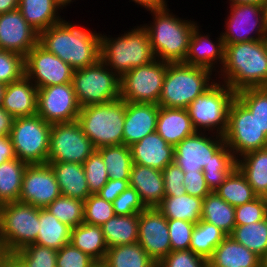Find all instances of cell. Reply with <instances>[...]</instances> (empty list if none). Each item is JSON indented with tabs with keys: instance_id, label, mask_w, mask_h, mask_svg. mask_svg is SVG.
<instances>
[{
	"instance_id": "cell-1",
	"label": "cell",
	"mask_w": 267,
	"mask_h": 267,
	"mask_svg": "<svg viewBox=\"0 0 267 267\" xmlns=\"http://www.w3.org/2000/svg\"><path fill=\"white\" fill-rule=\"evenodd\" d=\"M101 32L66 21L65 18L39 34V44L74 70L100 60Z\"/></svg>"
},
{
	"instance_id": "cell-2",
	"label": "cell",
	"mask_w": 267,
	"mask_h": 267,
	"mask_svg": "<svg viewBox=\"0 0 267 267\" xmlns=\"http://www.w3.org/2000/svg\"><path fill=\"white\" fill-rule=\"evenodd\" d=\"M224 45V64L216 75L218 81L235 93L245 88L267 87V39Z\"/></svg>"
},
{
	"instance_id": "cell-3",
	"label": "cell",
	"mask_w": 267,
	"mask_h": 267,
	"mask_svg": "<svg viewBox=\"0 0 267 267\" xmlns=\"http://www.w3.org/2000/svg\"><path fill=\"white\" fill-rule=\"evenodd\" d=\"M171 11L169 7L149 10L152 21L142 26L147 30L156 59L169 63L184 62L192 32L200 23L179 17Z\"/></svg>"
},
{
	"instance_id": "cell-4",
	"label": "cell",
	"mask_w": 267,
	"mask_h": 267,
	"mask_svg": "<svg viewBox=\"0 0 267 267\" xmlns=\"http://www.w3.org/2000/svg\"><path fill=\"white\" fill-rule=\"evenodd\" d=\"M103 34V35H102ZM100 60L120 78L133 68L155 60L147 30L140 24L118 37L102 33Z\"/></svg>"
},
{
	"instance_id": "cell-5",
	"label": "cell",
	"mask_w": 267,
	"mask_h": 267,
	"mask_svg": "<svg viewBox=\"0 0 267 267\" xmlns=\"http://www.w3.org/2000/svg\"><path fill=\"white\" fill-rule=\"evenodd\" d=\"M216 81V74L207 68L183 62L168 63L158 105L186 109Z\"/></svg>"
},
{
	"instance_id": "cell-6",
	"label": "cell",
	"mask_w": 267,
	"mask_h": 267,
	"mask_svg": "<svg viewBox=\"0 0 267 267\" xmlns=\"http://www.w3.org/2000/svg\"><path fill=\"white\" fill-rule=\"evenodd\" d=\"M126 102L119 98L105 103L82 107L78 122L94 147L123 144Z\"/></svg>"
},
{
	"instance_id": "cell-7",
	"label": "cell",
	"mask_w": 267,
	"mask_h": 267,
	"mask_svg": "<svg viewBox=\"0 0 267 267\" xmlns=\"http://www.w3.org/2000/svg\"><path fill=\"white\" fill-rule=\"evenodd\" d=\"M236 93L225 83L216 81L186 108L196 132L223 136L227 129L229 108Z\"/></svg>"
},
{
	"instance_id": "cell-8",
	"label": "cell",
	"mask_w": 267,
	"mask_h": 267,
	"mask_svg": "<svg viewBox=\"0 0 267 267\" xmlns=\"http://www.w3.org/2000/svg\"><path fill=\"white\" fill-rule=\"evenodd\" d=\"M39 210L20 201L0 206V242L8 254L35 243L40 226Z\"/></svg>"
},
{
	"instance_id": "cell-9",
	"label": "cell",
	"mask_w": 267,
	"mask_h": 267,
	"mask_svg": "<svg viewBox=\"0 0 267 267\" xmlns=\"http://www.w3.org/2000/svg\"><path fill=\"white\" fill-rule=\"evenodd\" d=\"M51 126L38 114L16 117L9 135L16 157L28 165L47 163Z\"/></svg>"
},
{
	"instance_id": "cell-10",
	"label": "cell",
	"mask_w": 267,
	"mask_h": 267,
	"mask_svg": "<svg viewBox=\"0 0 267 267\" xmlns=\"http://www.w3.org/2000/svg\"><path fill=\"white\" fill-rule=\"evenodd\" d=\"M72 85L81 108L105 104L120 98V77L101 60L75 70Z\"/></svg>"
},
{
	"instance_id": "cell-11",
	"label": "cell",
	"mask_w": 267,
	"mask_h": 267,
	"mask_svg": "<svg viewBox=\"0 0 267 267\" xmlns=\"http://www.w3.org/2000/svg\"><path fill=\"white\" fill-rule=\"evenodd\" d=\"M223 138L236 159L267 147V135L260 129L257 118L236 97L229 108Z\"/></svg>"
},
{
	"instance_id": "cell-12",
	"label": "cell",
	"mask_w": 267,
	"mask_h": 267,
	"mask_svg": "<svg viewBox=\"0 0 267 267\" xmlns=\"http://www.w3.org/2000/svg\"><path fill=\"white\" fill-rule=\"evenodd\" d=\"M168 63L155 59L125 73L120 78V98L125 102L158 104Z\"/></svg>"
},
{
	"instance_id": "cell-13",
	"label": "cell",
	"mask_w": 267,
	"mask_h": 267,
	"mask_svg": "<svg viewBox=\"0 0 267 267\" xmlns=\"http://www.w3.org/2000/svg\"><path fill=\"white\" fill-rule=\"evenodd\" d=\"M95 150L78 121L52 124L47 162L83 164Z\"/></svg>"
},
{
	"instance_id": "cell-14",
	"label": "cell",
	"mask_w": 267,
	"mask_h": 267,
	"mask_svg": "<svg viewBox=\"0 0 267 267\" xmlns=\"http://www.w3.org/2000/svg\"><path fill=\"white\" fill-rule=\"evenodd\" d=\"M229 9L221 32L224 44L267 39L262 5L233 4Z\"/></svg>"
},
{
	"instance_id": "cell-15",
	"label": "cell",
	"mask_w": 267,
	"mask_h": 267,
	"mask_svg": "<svg viewBox=\"0 0 267 267\" xmlns=\"http://www.w3.org/2000/svg\"><path fill=\"white\" fill-rule=\"evenodd\" d=\"M25 76L37 88L72 82L74 69L39 43L24 57Z\"/></svg>"
},
{
	"instance_id": "cell-16",
	"label": "cell",
	"mask_w": 267,
	"mask_h": 267,
	"mask_svg": "<svg viewBox=\"0 0 267 267\" xmlns=\"http://www.w3.org/2000/svg\"><path fill=\"white\" fill-rule=\"evenodd\" d=\"M80 110L72 82L38 88L37 114L47 123L77 121Z\"/></svg>"
},
{
	"instance_id": "cell-17",
	"label": "cell",
	"mask_w": 267,
	"mask_h": 267,
	"mask_svg": "<svg viewBox=\"0 0 267 267\" xmlns=\"http://www.w3.org/2000/svg\"><path fill=\"white\" fill-rule=\"evenodd\" d=\"M224 138L208 132H195L174 147V162L184 172H202L213 160V154L224 144Z\"/></svg>"
},
{
	"instance_id": "cell-18",
	"label": "cell",
	"mask_w": 267,
	"mask_h": 267,
	"mask_svg": "<svg viewBox=\"0 0 267 267\" xmlns=\"http://www.w3.org/2000/svg\"><path fill=\"white\" fill-rule=\"evenodd\" d=\"M61 191L48 163L27 165L22 180L19 201L37 208H46Z\"/></svg>"
},
{
	"instance_id": "cell-19",
	"label": "cell",
	"mask_w": 267,
	"mask_h": 267,
	"mask_svg": "<svg viewBox=\"0 0 267 267\" xmlns=\"http://www.w3.org/2000/svg\"><path fill=\"white\" fill-rule=\"evenodd\" d=\"M138 243L157 264L172 251L167 218L157 207L139 213Z\"/></svg>"
},
{
	"instance_id": "cell-20",
	"label": "cell",
	"mask_w": 267,
	"mask_h": 267,
	"mask_svg": "<svg viewBox=\"0 0 267 267\" xmlns=\"http://www.w3.org/2000/svg\"><path fill=\"white\" fill-rule=\"evenodd\" d=\"M39 43V33L24 19L19 9L0 14V50L26 56Z\"/></svg>"
},
{
	"instance_id": "cell-21",
	"label": "cell",
	"mask_w": 267,
	"mask_h": 267,
	"mask_svg": "<svg viewBox=\"0 0 267 267\" xmlns=\"http://www.w3.org/2000/svg\"><path fill=\"white\" fill-rule=\"evenodd\" d=\"M201 27L198 24L194 28L188 53L183 63L207 68L217 75L224 64L225 45L221 33L216 40H211L212 33L205 32L204 34Z\"/></svg>"
},
{
	"instance_id": "cell-22",
	"label": "cell",
	"mask_w": 267,
	"mask_h": 267,
	"mask_svg": "<svg viewBox=\"0 0 267 267\" xmlns=\"http://www.w3.org/2000/svg\"><path fill=\"white\" fill-rule=\"evenodd\" d=\"M158 114V104L126 102L123 144L129 147L156 132Z\"/></svg>"
},
{
	"instance_id": "cell-23",
	"label": "cell",
	"mask_w": 267,
	"mask_h": 267,
	"mask_svg": "<svg viewBox=\"0 0 267 267\" xmlns=\"http://www.w3.org/2000/svg\"><path fill=\"white\" fill-rule=\"evenodd\" d=\"M129 148L135 164L162 171L174 162V146L169 145L157 132L148 134Z\"/></svg>"
},
{
	"instance_id": "cell-24",
	"label": "cell",
	"mask_w": 267,
	"mask_h": 267,
	"mask_svg": "<svg viewBox=\"0 0 267 267\" xmlns=\"http://www.w3.org/2000/svg\"><path fill=\"white\" fill-rule=\"evenodd\" d=\"M129 186L138 192L146 208L158 207L165 197L162 171L155 168L133 163Z\"/></svg>"
},
{
	"instance_id": "cell-25",
	"label": "cell",
	"mask_w": 267,
	"mask_h": 267,
	"mask_svg": "<svg viewBox=\"0 0 267 267\" xmlns=\"http://www.w3.org/2000/svg\"><path fill=\"white\" fill-rule=\"evenodd\" d=\"M37 93L36 85L24 75L6 85L1 107L14 118L36 115Z\"/></svg>"
},
{
	"instance_id": "cell-26",
	"label": "cell",
	"mask_w": 267,
	"mask_h": 267,
	"mask_svg": "<svg viewBox=\"0 0 267 267\" xmlns=\"http://www.w3.org/2000/svg\"><path fill=\"white\" fill-rule=\"evenodd\" d=\"M156 132L169 144L176 146L196 131L187 109L159 106Z\"/></svg>"
},
{
	"instance_id": "cell-27",
	"label": "cell",
	"mask_w": 267,
	"mask_h": 267,
	"mask_svg": "<svg viewBox=\"0 0 267 267\" xmlns=\"http://www.w3.org/2000/svg\"><path fill=\"white\" fill-rule=\"evenodd\" d=\"M208 267H261V258L227 235L207 260Z\"/></svg>"
},
{
	"instance_id": "cell-28",
	"label": "cell",
	"mask_w": 267,
	"mask_h": 267,
	"mask_svg": "<svg viewBox=\"0 0 267 267\" xmlns=\"http://www.w3.org/2000/svg\"><path fill=\"white\" fill-rule=\"evenodd\" d=\"M52 168L61 195L85 201L91 194L83 164L73 162H47Z\"/></svg>"
},
{
	"instance_id": "cell-29",
	"label": "cell",
	"mask_w": 267,
	"mask_h": 267,
	"mask_svg": "<svg viewBox=\"0 0 267 267\" xmlns=\"http://www.w3.org/2000/svg\"><path fill=\"white\" fill-rule=\"evenodd\" d=\"M18 9L27 23L39 34L64 19L60 15L62 8L55 0H19Z\"/></svg>"
},
{
	"instance_id": "cell-30",
	"label": "cell",
	"mask_w": 267,
	"mask_h": 267,
	"mask_svg": "<svg viewBox=\"0 0 267 267\" xmlns=\"http://www.w3.org/2000/svg\"><path fill=\"white\" fill-rule=\"evenodd\" d=\"M236 167L245 176L258 197H267V147L250 151L236 160Z\"/></svg>"
},
{
	"instance_id": "cell-31",
	"label": "cell",
	"mask_w": 267,
	"mask_h": 267,
	"mask_svg": "<svg viewBox=\"0 0 267 267\" xmlns=\"http://www.w3.org/2000/svg\"><path fill=\"white\" fill-rule=\"evenodd\" d=\"M70 243L97 263L103 262L108 250L101 226L88 223L71 228Z\"/></svg>"
},
{
	"instance_id": "cell-32",
	"label": "cell",
	"mask_w": 267,
	"mask_h": 267,
	"mask_svg": "<svg viewBox=\"0 0 267 267\" xmlns=\"http://www.w3.org/2000/svg\"><path fill=\"white\" fill-rule=\"evenodd\" d=\"M139 214L115 215L101 226L107 247L138 242Z\"/></svg>"
},
{
	"instance_id": "cell-33",
	"label": "cell",
	"mask_w": 267,
	"mask_h": 267,
	"mask_svg": "<svg viewBox=\"0 0 267 267\" xmlns=\"http://www.w3.org/2000/svg\"><path fill=\"white\" fill-rule=\"evenodd\" d=\"M203 199L183 194L165 196L157 207L167 219H180L197 224L201 220Z\"/></svg>"
},
{
	"instance_id": "cell-34",
	"label": "cell",
	"mask_w": 267,
	"mask_h": 267,
	"mask_svg": "<svg viewBox=\"0 0 267 267\" xmlns=\"http://www.w3.org/2000/svg\"><path fill=\"white\" fill-rule=\"evenodd\" d=\"M105 267H157V263L136 242L109 247L102 262Z\"/></svg>"
},
{
	"instance_id": "cell-35",
	"label": "cell",
	"mask_w": 267,
	"mask_h": 267,
	"mask_svg": "<svg viewBox=\"0 0 267 267\" xmlns=\"http://www.w3.org/2000/svg\"><path fill=\"white\" fill-rule=\"evenodd\" d=\"M39 231L35 244L60 250L70 243L71 228L60 222L45 208L39 210Z\"/></svg>"
},
{
	"instance_id": "cell-36",
	"label": "cell",
	"mask_w": 267,
	"mask_h": 267,
	"mask_svg": "<svg viewBox=\"0 0 267 267\" xmlns=\"http://www.w3.org/2000/svg\"><path fill=\"white\" fill-rule=\"evenodd\" d=\"M201 220L214 224L230 235L236 225L235 207L223 200L216 192H211L203 199Z\"/></svg>"
},
{
	"instance_id": "cell-37",
	"label": "cell",
	"mask_w": 267,
	"mask_h": 267,
	"mask_svg": "<svg viewBox=\"0 0 267 267\" xmlns=\"http://www.w3.org/2000/svg\"><path fill=\"white\" fill-rule=\"evenodd\" d=\"M27 165L17 157L0 164V206L19 201Z\"/></svg>"
},
{
	"instance_id": "cell-38",
	"label": "cell",
	"mask_w": 267,
	"mask_h": 267,
	"mask_svg": "<svg viewBox=\"0 0 267 267\" xmlns=\"http://www.w3.org/2000/svg\"><path fill=\"white\" fill-rule=\"evenodd\" d=\"M236 160L225 143L213 154V160L202 169L211 192H215L236 168Z\"/></svg>"
},
{
	"instance_id": "cell-39",
	"label": "cell",
	"mask_w": 267,
	"mask_h": 267,
	"mask_svg": "<svg viewBox=\"0 0 267 267\" xmlns=\"http://www.w3.org/2000/svg\"><path fill=\"white\" fill-rule=\"evenodd\" d=\"M102 156L109 179L129 180L132 167L130 148L124 144L96 149Z\"/></svg>"
},
{
	"instance_id": "cell-40",
	"label": "cell",
	"mask_w": 267,
	"mask_h": 267,
	"mask_svg": "<svg viewBox=\"0 0 267 267\" xmlns=\"http://www.w3.org/2000/svg\"><path fill=\"white\" fill-rule=\"evenodd\" d=\"M215 192L234 207L249 203L258 197L237 167Z\"/></svg>"
},
{
	"instance_id": "cell-41",
	"label": "cell",
	"mask_w": 267,
	"mask_h": 267,
	"mask_svg": "<svg viewBox=\"0 0 267 267\" xmlns=\"http://www.w3.org/2000/svg\"><path fill=\"white\" fill-rule=\"evenodd\" d=\"M226 236L227 234L214 224L200 220L194 226L189 249L208 260Z\"/></svg>"
},
{
	"instance_id": "cell-42",
	"label": "cell",
	"mask_w": 267,
	"mask_h": 267,
	"mask_svg": "<svg viewBox=\"0 0 267 267\" xmlns=\"http://www.w3.org/2000/svg\"><path fill=\"white\" fill-rule=\"evenodd\" d=\"M230 236L262 258L267 252V218L248 225H235Z\"/></svg>"
},
{
	"instance_id": "cell-43",
	"label": "cell",
	"mask_w": 267,
	"mask_h": 267,
	"mask_svg": "<svg viewBox=\"0 0 267 267\" xmlns=\"http://www.w3.org/2000/svg\"><path fill=\"white\" fill-rule=\"evenodd\" d=\"M45 209L70 228L84 223V201L79 199L61 195Z\"/></svg>"
},
{
	"instance_id": "cell-44",
	"label": "cell",
	"mask_w": 267,
	"mask_h": 267,
	"mask_svg": "<svg viewBox=\"0 0 267 267\" xmlns=\"http://www.w3.org/2000/svg\"><path fill=\"white\" fill-rule=\"evenodd\" d=\"M236 98L257 118L260 129L267 135V87L245 88Z\"/></svg>"
},
{
	"instance_id": "cell-45",
	"label": "cell",
	"mask_w": 267,
	"mask_h": 267,
	"mask_svg": "<svg viewBox=\"0 0 267 267\" xmlns=\"http://www.w3.org/2000/svg\"><path fill=\"white\" fill-rule=\"evenodd\" d=\"M26 267H57V250L30 244L13 254Z\"/></svg>"
},
{
	"instance_id": "cell-46",
	"label": "cell",
	"mask_w": 267,
	"mask_h": 267,
	"mask_svg": "<svg viewBox=\"0 0 267 267\" xmlns=\"http://www.w3.org/2000/svg\"><path fill=\"white\" fill-rule=\"evenodd\" d=\"M115 215L112 203L97 194H91L84 201V223L102 226Z\"/></svg>"
},
{
	"instance_id": "cell-47",
	"label": "cell",
	"mask_w": 267,
	"mask_h": 267,
	"mask_svg": "<svg viewBox=\"0 0 267 267\" xmlns=\"http://www.w3.org/2000/svg\"><path fill=\"white\" fill-rule=\"evenodd\" d=\"M90 194H97L109 180L101 154L95 150L83 163Z\"/></svg>"
},
{
	"instance_id": "cell-48",
	"label": "cell",
	"mask_w": 267,
	"mask_h": 267,
	"mask_svg": "<svg viewBox=\"0 0 267 267\" xmlns=\"http://www.w3.org/2000/svg\"><path fill=\"white\" fill-rule=\"evenodd\" d=\"M25 75L24 56L0 50V83L7 85Z\"/></svg>"
},
{
	"instance_id": "cell-49",
	"label": "cell",
	"mask_w": 267,
	"mask_h": 267,
	"mask_svg": "<svg viewBox=\"0 0 267 267\" xmlns=\"http://www.w3.org/2000/svg\"><path fill=\"white\" fill-rule=\"evenodd\" d=\"M267 218V199L257 197L249 203L235 207L236 225H248Z\"/></svg>"
},
{
	"instance_id": "cell-50",
	"label": "cell",
	"mask_w": 267,
	"mask_h": 267,
	"mask_svg": "<svg viewBox=\"0 0 267 267\" xmlns=\"http://www.w3.org/2000/svg\"><path fill=\"white\" fill-rule=\"evenodd\" d=\"M172 251L188 250L195 224L180 219H167Z\"/></svg>"
},
{
	"instance_id": "cell-51",
	"label": "cell",
	"mask_w": 267,
	"mask_h": 267,
	"mask_svg": "<svg viewBox=\"0 0 267 267\" xmlns=\"http://www.w3.org/2000/svg\"><path fill=\"white\" fill-rule=\"evenodd\" d=\"M96 263L93 258L71 243L65 244L60 250H57V267H93Z\"/></svg>"
},
{
	"instance_id": "cell-52",
	"label": "cell",
	"mask_w": 267,
	"mask_h": 267,
	"mask_svg": "<svg viewBox=\"0 0 267 267\" xmlns=\"http://www.w3.org/2000/svg\"><path fill=\"white\" fill-rule=\"evenodd\" d=\"M157 267H208V261L190 249L171 251Z\"/></svg>"
},
{
	"instance_id": "cell-53",
	"label": "cell",
	"mask_w": 267,
	"mask_h": 267,
	"mask_svg": "<svg viewBox=\"0 0 267 267\" xmlns=\"http://www.w3.org/2000/svg\"><path fill=\"white\" fill-rule=\"evenodd\" d=\"M116 215L139 214L146 207L140 200L138 192L131 186L124 190L113 202Z\"/></svg>"
},
{
	"instance_id": "cell-54",
	"label": "cell",
	"mask_w": 267,
	"mask_h": 267,
	"mask_svg": "<svg viewBox=\"0 0 267 267\" xmlns=\"http://www.w3.org/2000/svg\"><path fill=\"white\" fill-rule=\"evenodd\" d=\"M165 196H180L186 194L183 185L184 171L175 163L168 164L163 170Z\"/></svg>"
},
{
	"instance_id": "cell-55",
	"label": "cell",
	"mask_w": 267,
	"mask_h": 267,
	"mask_svg": "<svg viewBox=\"0 0 267 267\" xmlns=\"http://www.w3.org/2000/svg\"><path fill=\"white\" fill-rule=\"evenodd\" d=\"M183 185L186 194L204 199L211 193L203 172H184Z\"/></svg>"
},
{
	"instance_id": "cell-56",
	"label": "cell",
	"mask_w": 267,
	"mask_h": 267,
	"mask_svg": "<svg viewBox=\"0 0 267 267\" xmlns=\"http://www.w3.org/2000/svg\"><path fill=\"white\" fill-rule=\"evenodd\" d=\"M128 187L129 180L109 179L97 195L112 203Z\"/></svg>"
},
{
	"instance_id": "cell-57",
	"label": "cell",
	"mask_w": 267,
	"mask_h": 267,
	"mask_svg": "<svg viewBox=\"0 0 267 267\" xmlns=\"http://www.w3.org/2000/svg\"><path fill=\"white\" fill-rule=\"evenodd\" d=\"M16 158L13 143L9 136H0V164Z\"/></svg>"
},
{
	"instance_id": "cell-58",
	"label": "cell",
	"mask_w": 267,
	"mask_h": 267,
	"mask_svg": "<svg viewBox=\"0 0 267 267\" xmlns=\"http://www.w3.org/2000/svg\"><path fill=\"white\" fill-rule=\"evenodd\" d=\"M14 119L4 108L0 107V136L10 135Z\"/></svg>"
},
{
	"instance_id": "cell-59",
	"label": "cell",
	"mask_w": 267,
	"mask_h": 267,
	"mask_svg": "<svg viewBox=\"0 0 267 267\" xmlns=\"http://www.w3.org/2000/svg\"><path fill=\"white\" fill-rule=\"evenodd\" d=\"M134 2L137 7L141 6L144 10H160L169 7L167 0H129ZM139 5V6H138Z\"/></svg>"
},
{
	"instance_id": "cell-60",
	"label": "cell",
	"mask_w": 267,
	"mask_h": 267,
	"mask_svg": "<svg viewBox=\"0 0 267 267\" xmlns=\"http://www.w3.org/2000/svg\"><path fill=\"white\" fill-rule=\"evenodd\" d=\"M19 0H0V14L18 9Z\"/></svg>"
},
{
	"instance_id": "cell-61",
	"label": "cell",
	"mask_w": 267,
	"mask_h": 267,
	"mask_svg": "<svg viewBox=\"0 0 267 267\" xmlns=\"http://www.w3.org/2000/svg\"><path fill=\"white\" fill-rule=\"evenodd\" d=\"M1 267H26L22 262H20L13 254H8L6 256L5 262Z\"/></svg>"
},
{
	"instance_id": "cell-62",
	"label": "cell",
	"mask_w": 267,
	"mask_h": 267,
	"mask_svg": "<svg viewBox=\"0 0 267 267\" xmlns=\"http://www.w3.org/2000/svg\"><path fill=\"white\" fill-rule=\"evenodd\" d=\"M228 4L229 5H233V4H258V5H262L265 2V0H228Z\"/></svg>"
},
{
	"instance_id": "cell-63",
	"label": "cell",
	"mask_w": 267,
	"mask_h": 267,
	"mask_svg": "<svg viewBox=\"0 0 267 267\" xmlns=\"http://www.w3.org/2000/svg\"><path fill=\"white\" fill-rule=\"evenodd\" d=\"M7 255L4 245L0 242V267L4 264Z\"/></svg>"
},
{
	"instance_id": "cell-64",
	"label": "cell",
	"mask_w": 267,
	"mask_h": 267,
	"mask_svg": "<svg viewBox=\"0 0 267 267\" xmlns=\"http://www.w3.org/2000/svg\"><path fill=\"white\" fill-rule=\"evenodd\" d=\"M56 3L62 8V10L67 8L66 6H70V4H72L74 1L76 2V0H55ZM72 2V3H71Z\"/></svg>"
},
{
	"instance_id": "cell-65",
	"label": "cell",
	"mask_w": 267,
	"mask_h": 267,
	"mask_svg": "<svg viewBox=\"0 0 267 267\" xmlns=\"http://www.w3.org/2000/svg\"><path fill=\"white\" fill-rule=\"evenodd\" d=\"M6 85L0 83V107L2 106V101H3V95L5 91Z\"/></svg>"
},
{
	"instance_id": "cell-66",
	"label": "cell",
	"mask_w": 267,
	"mask_h": 267,
	"mask_svg": "<svg viewBox=\"0 0 267 267\" xmlns=\"http://www.w3.org/2000/svg\"><path fill=\"white\" fill-rule=\"evenodd\" d=\"M263 14H264V19H265V24L267 28V0L263 3Z\"/></svg>"
},
{
	"instance_id": "cell-67",
	"label": "cell",
	"mask_w": 267,
	"mask_h": 267,
	"mask_svg": "<svg viewBox=\"0 0 267 267\" xmlns=\"http://www.w3.org/2000/svg\"><path fill=\"white\" fill-rule=\"evenodd\" d=\"M261 267H267V252H266V254L261 258Z\"/></svg>"
},
{
	"instance_id": "cell-68",
	"label": "cell",
	"mask_w": 267,
	"mask_h": 267,
	"mask_svg": "<svg viewBox=\"0 0 267 267\" xmlns=\"http://www.w3.org/2000/svg\"><path fill=\"white\" fill-rule=\"evenodd\" d=\"M93 267H105L102 263H96Z\"/></svg>"
}]
</instances>
